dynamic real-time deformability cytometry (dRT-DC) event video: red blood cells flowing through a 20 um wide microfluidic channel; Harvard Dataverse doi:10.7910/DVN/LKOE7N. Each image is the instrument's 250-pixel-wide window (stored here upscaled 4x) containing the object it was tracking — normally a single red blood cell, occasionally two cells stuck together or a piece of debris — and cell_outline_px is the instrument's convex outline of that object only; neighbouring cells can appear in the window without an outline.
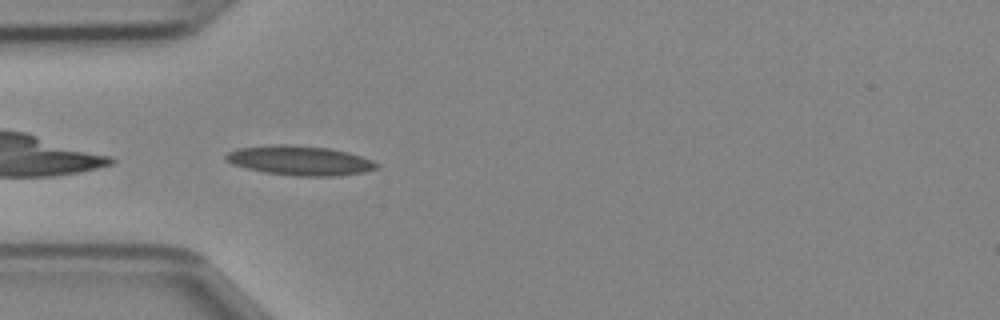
{"species": "Egyptian fruit bat (a non-hibernating species)", "species_latin": "Rousettus aegyptiacus", "temperature_condition": "cold", "stored_images_in_passage": 34, "camera_frame_rate_fps": 3000, "um_per_image_px": 0.085, "animal": {"sex": "female"}, "frame": {"image": 1, "passage_image": 1, "time_ms": 0.0, "image_size_px": [1000, 320], "cell_outline_px": [[380, 164], [376, 168], [364, 172], [332, 176], [296, 176], [264, 172], [232, 164], [224, 160], [224, 156], [228, 152], [236, 148], [276, 144], [284, 144], [332, 148], [348, 152], [372, 160]], "centroid_in_image_um": [25.46, 13.63], "position_along_channel_um": 59.5, "area_um2": 25.95}}
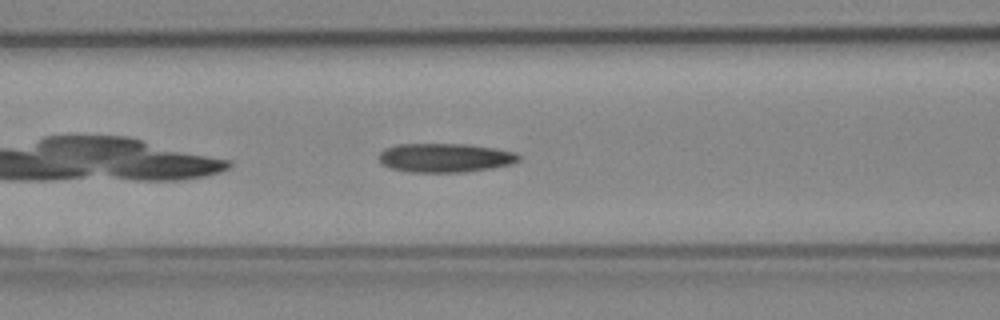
{"frame": {"image": 2, "passage_image": 6, "time_ms": 1.667, "image_size_px": [1000, 320], "cell_outline_px": [[520, 160], [512, 164], [492, 168], [464, 172], [412, 172], [392, 168], [384, 164], [380, 160], [380, 152], [384, 148], [396, 144], [468, 144], [496, 148], [516, 152], [520, 156]], "centroid_in_image_um": [37.88, 13.4], "position_along_channel_um": 128.7, "area_um2": 23.64}}
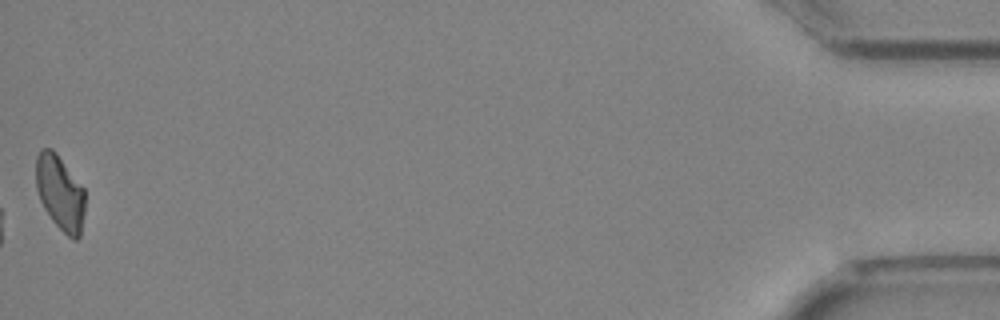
{"frame": {"image": 3, "passage_image": 34, "time_ms": 11.0, "image_size_px": [1000, 320], "cell_outline_px": [[84, 212], [80, 236], [76, 240], [72, 240], [52, 220], [44, 208], [40, 200], [36, 188], [36, 156], [40, 148], [52, 148], [56, 152], [84, 188]], "centroid_in_image_um": [5.09, 16.36], "position_along_channel_um": 430.1, "area_um2": 21.44}}